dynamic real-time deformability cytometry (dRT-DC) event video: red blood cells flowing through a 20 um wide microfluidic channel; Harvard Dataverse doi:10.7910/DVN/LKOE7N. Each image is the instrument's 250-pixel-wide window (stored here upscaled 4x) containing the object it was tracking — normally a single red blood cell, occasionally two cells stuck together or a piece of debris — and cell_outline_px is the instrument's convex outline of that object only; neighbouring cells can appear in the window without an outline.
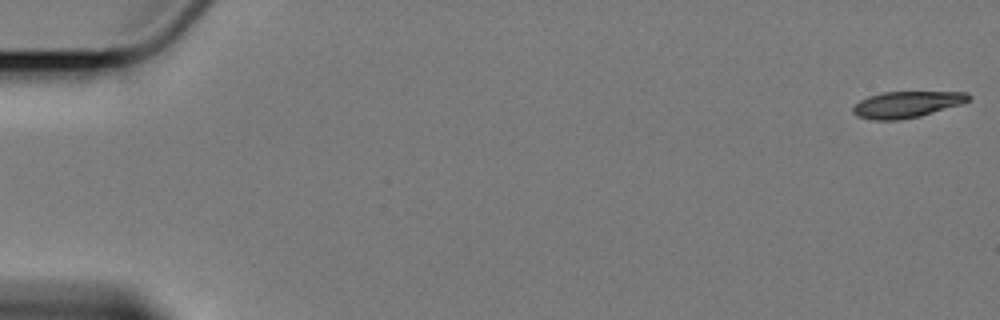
{"species": "Egyptian fruit bat (a non-hibernating species)", "species_latin": "Rousettus aegyptiacus", "temperature_condition": "cold", "stored_images_in_passage": 5, "camera_frame_rate_fps": 3000, "um_per_image_px": 0.085, "animal": {"sex": "female"}, "frame": {"image": 1, "passage_image": 1, "time_ms": 0.0, "image_size_px": [1000, 320], "cell_outline_px": [[972, 96], [968, 100], [960, 104], [920, 116], [900, 120], [872, 120], [856, 116], [852, 112], [852, 108], [860, 100], [868, 96], [884, 92], [968, 92]], "centroid_in_image_um": [77.04, 8.88], "position_along_channel_um": 8.0, "area_um2": 17.69}}
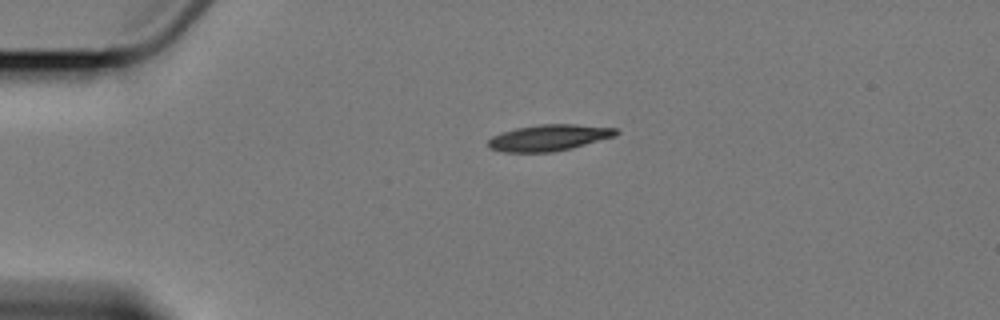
{"frame": {"image": 2, "passage_image": 4, "time_ms": 4.333, "image_size_px": [1000, 320], "cell_outline_px": [[620, 132], [616, 136], [572, 148], [552, 152], [504, 152], [488, 148], [488, 140], [492, 136], [516, 128], [540, 124], [572, 124], [616, 128]], "centroid_in_image_um": [46.67, 11.71], "position_along_channel_um": 38.3, "area_um2": 19.54}}